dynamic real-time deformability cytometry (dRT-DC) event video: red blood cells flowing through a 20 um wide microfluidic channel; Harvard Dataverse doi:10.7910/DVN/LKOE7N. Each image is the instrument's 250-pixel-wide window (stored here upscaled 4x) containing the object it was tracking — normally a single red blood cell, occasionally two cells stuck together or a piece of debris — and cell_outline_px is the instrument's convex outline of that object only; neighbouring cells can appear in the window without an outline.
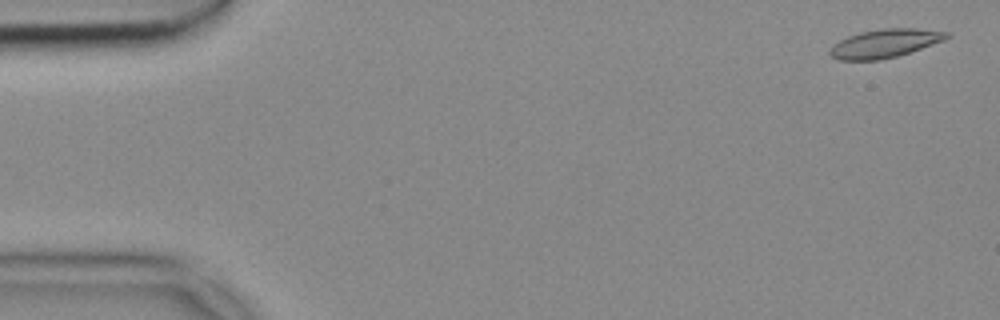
{"species": "common noctule bat (a hibernating species)", "species_latin": "Nyctalus noctula", "temperature_condition": "cold", "stored_images_in_passage": 54, "camera_frame_rate_fps": 3000, "um_per_image_px": 0.085, "animal": {"sex": "female", "body_mass_g": 18.4}, "frame": {"image": 1, "passage_image": 2, "time_ms": 0.333, "image_size_px": [1000, 320], "cell_outline_px": [[952, 36], [944, 40], [896, 56], [880, 60], [840, 60], [832, 56], [828, 52], [828, 48], [840, 40], [848, 36], [860, 32], [880, 28], [916, 28], [952, 32]], "centroid_in_image_um": [75.22, 3.67], "position_along_channel_um": 9.8, "area_um2": 19.42}}
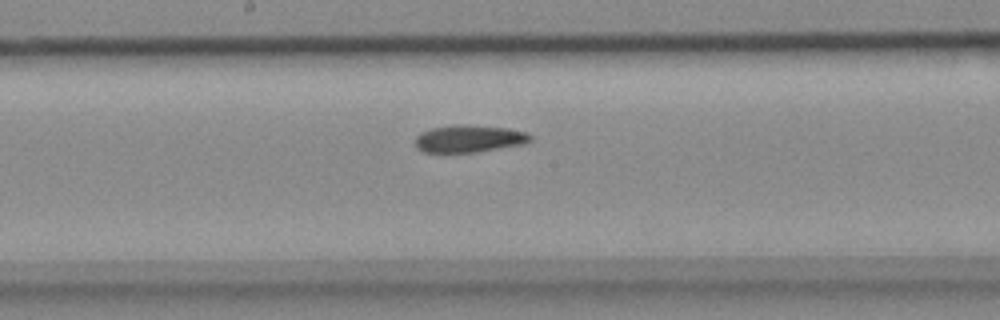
{"frame": {"image": 2, "passage_image": 28, "time_ms": 9.0, "image_size_px": [1000, 320], "cell_outline_px": [[532, 140], [524, 144], [476, 152], [424, 152], [416, 148], [416, 136], [420, 132], [432, 128], [452, 124], [464, 124], [508, 128], [528, 132], [532, 136]], "centroid_in_image_um": [39.89, 11.77], "position_along_channel_um": 208.3, "area_um2": 18.5}}
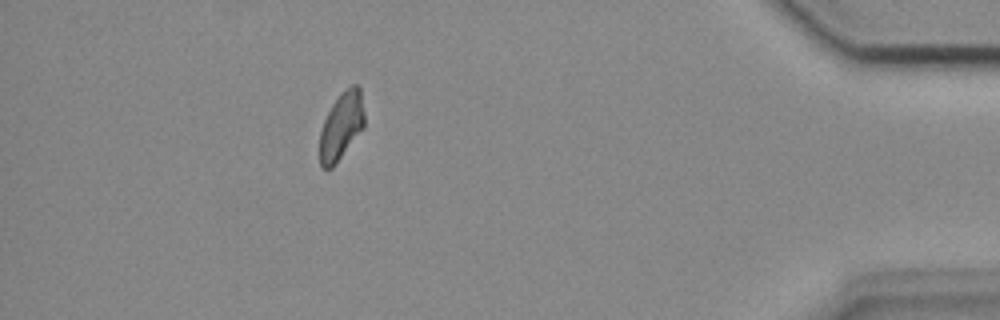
{"frame": {"image": 3, "passage_image": 48, "time_ms": 15.667, "image_size_px": [1000, 320], "cell_outline_px": [[364, 128], [332, 168], [324, 168], [320, 164], [320, 132], [324, 120], [332, 104], [352, 84], [356, 84], [360, 88], [364, 112]], "centroid_in_image_um": [29.02, 10.73], "position_along_channel_um": 406.2, "area_um2": 17.22}}